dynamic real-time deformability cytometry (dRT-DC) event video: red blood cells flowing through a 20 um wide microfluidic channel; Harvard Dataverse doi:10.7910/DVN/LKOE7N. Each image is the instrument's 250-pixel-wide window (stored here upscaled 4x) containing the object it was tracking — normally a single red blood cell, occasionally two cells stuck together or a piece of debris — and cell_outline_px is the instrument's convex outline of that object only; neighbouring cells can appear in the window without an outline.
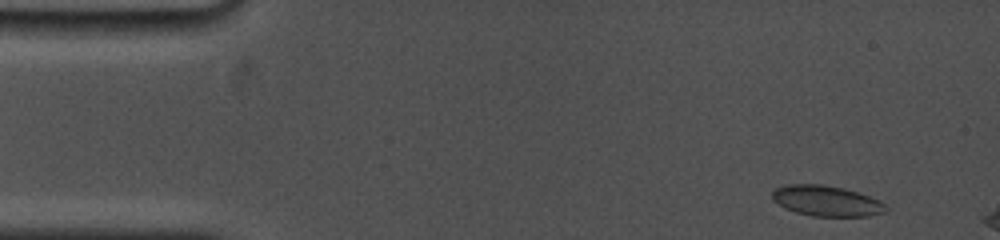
{"species": "common noctule bat (a hibernating species)", "species_latin": "Nyctalus noctula", "temperature_condition": "cold", "stored_images_in_passage": 15, "camera_frame_rate_fps": 5000, "um_per_image_px": 0.085, "animal": {"sex": "female", "body_mass_g": 19.0, "forearm_length_mm": 53.3}, "frame": {"image": 1, "passage_image": 3, "time_ms": 0.4, "image_size_px": [1000, 240], "cell_outline_px": [[888, 208], [884, 212], [868, 216], [812, 216], [796, 212], [784, 208], [772, 200], [772, 192], [776, 188], [788, 184], [824, 184], [844, 188], [880, 200]], "centroid_in_image_um": [70.22, 17.07], "position_along_channel_um": 14.8, "area_um2": 20.23}}